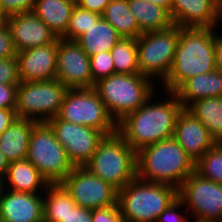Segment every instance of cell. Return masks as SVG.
<instances>
[{
  "label": "cell",
  "instance_id": "5b68a950",
  "mask_svg": "<svg viewBox=\"0 0 222 222\" xmlns=\"http://www.w3.org/2000/svg\"><path fill=\"white\" fill-rule=\"evenodd\" d=\"M177 198L175 187L136 177L118 190L117 203L124 222H157L159 215Z\"/></svg>",
  "mask_w": 222,
  "mask_h": 222
},
{
  "label": "cell",
  "instance_id": "277c9868",
  "mask_svg": "<svg viewBox=\"0 0 222 222\" xmlns=\"http://www.w3.org/2000/svg\"><path fill=\"white\" fill-rule=\"evenodd\" d=\"M157 87L159 88L156 82L140 73H114L94 85L116 124L140 108L154 92H157Z\"/></svg>",
  "mask_w": 222,
  "mask_h": 222
},
{
  "label": "cell",
  "instance_id": "d6a6232c",
  "mask_svg": "<svg viewBox=\"0 0 222 222\" xmlns=\"http://www.w3.org/2000/svg\"><path fill=\"white\" fill-rule=\"evenodd\" d=\"M186 210L185 204L177 198L159 215L157 222H190Z\"/></svg>",
  "mask_w": 222,
  "mask_h": 222
},
{
  "label": "cell",
  "instance_id": "e575fe53",
  "mask_svg": "<svg viewBox=\"0 0 222 222\" xmlns=\"http://www.w3.org/2000/svg\"><path fill=\"white\" fill-rule=\"evenodd\" d=\"M36 0H0L2 13L8 17L14 14L31 12Z\"/></svg>",
  "mask_w": 222,
  "mask_h": 222
},
{
  "label": "cell",
  "instance_id": "2e32d148",
  "mask_svg": "<svg viewBox=\"0 0 222 222\" xmlns=\"http://www.w3.org/2000/svg\"><path fill=\"white\" fill-rule=\"evenodd\" d=\"M6 24L17 52L50 44L58 38L32 11L8 16Z\"/></svg>",
  "mask_w": 222,
  "mask_h": 222
},
{
  "label": "cell",
  "instance_id": "8d00e7d4",
  "mask_svg": "<svg viewBox=\"0 0 222 222\" xmlns=\"http://www.w3.org/2000/svg\"><path fill=\"white\" fill-rule=\"evenodd\" d=\"M17 50L14 45L13 38L9 31V27L5 24L0 29V58H12L16 57Z\"/></svg>",
  "mask_w": 222,
  "mask_h": 222
},
{
  "label": "cell",
  "instance_id": "60d3db41",
  "mask_svg": "<svg viewBox=\"0 0 222 222\" xmlns=\"http://www.w3.org/2000/svg\"><path fill=\"white\" fill-rule=\"evenodd\" d=\"M17 118L15 109H0V134L3 133Z\"/></svg>",
  "mask_w": 222,
  "mask_h": 222
},
{
  "label": "cell",
  "instance_id": "7c38bea8",
  "mask_svg": "<svg viewBox=\"0 0 222 222\" xmlns=\"http://www.w3.org/2000/svg\"><path fill=\"white\" fill-rule=\"evenodd\" d=\"M60 184L80 207L98 209L118 204V190L84 166L75 167Z\"/></svg>",
  "mask_w": 222,
  "mask_h": 222
},
{
  "label": "cell",
  "instance_id": "ab89813d",
  "mask_svg": "<svg viewBox=\"0 0 222 222\" xmlns=\"http://www.w3.org/2000/svg\"><path fill=\"white\" fill-rule=\"evenodd\" d=\"M110 1L111 0H76V4L82 9L102 15Z\"/></svg>",
  "mask_w": 222,
  "mask_h": 222
},
{
  "label": "cell",
  "instance_id": "cb8c5ba5",
  "mask_svg": "<svg viewBox=\"0 0 222 222\" xmlns=\"http://www.w3.org/2000/svg\"><path fill=\"white\" fill-rule=\"evenodd\" d=\"M128 6L141 33L164 30L174 25L169 11L160 5L142 0H128Z\"/></svg>",
  "mask_w": 222,
  "mask_h": 222
},
{
  "label": "cell",
  "instance_id": "7a4b0ae2",
  "mask_svg": "<svg viewBox=\"0 0 222 222\" xmlns=\"http://www.w3.org/2000/svg\"><path fill=\"white\" fill-rule=\"evenodd\" d=\"M219 34L217 28L179 27L174 61L159 89L175 92L187 79L214 71Z\"/></svg>",
  "mask_w": 222,
  "mask_h": 222
},
{
  "label": "cell",
  "instance_id": "30bf717a",
  "mask_svg": "<svg viewBox=\"0 0 222 222\" xmlns=\"http://www.w3.org/2000/svg\"><path fill=\"white\" fill-rule=\"evenodd\" d=\"M57 116L73 124L97 129L105 135L117 131L116 122L94 88L68 89Z\"/></svg>",
  "mask_w": 222,
  "mask_h": 222
},
{
  "label": "cell",
  "instance_id": "ba28073f",
  "mask_svg": "<svg viewBox=\"0 0 222 222\" xmlns=\"http://www.w3.org/2000/svg\"><path fill=\"white\" fill-rule=\"evenodd\" d=\"M178 39L177 25L142 33L136 39L139 73L161 85L170 73Z\"/></svg>",
  "mask_w": 222,
  "mask_h": 222
},
{
  "label": "cell",
  "instance_id": "8fae6325",
  "mask_svg": "<svg viewBox=\"0 0 222 222\" xmlns=\"http://www.w3.org/2000/svg\"><path fill=\"white\" fill-rule=\"evenodd\" d=\"M178 198L193 222H222V184L194 171L178 189Z\"/></svg>",
  "mask_w": 222,
  "mask_h": 222
},
{
  "label": "cell",
  "instance_id": "f1b7e54d",
  "mask_svg": "<svg viewBox=\"0 0 222 222\" xmlns=\"http://www.w3.org/2000/svg\"><path fill=\"white\" fill-rule=\"evenodd\" d=\"M115 73H139L136 39L122 38L111 49Z\"/></svg>",
  "mask_w": 222,
  "mask_h": 222
},
{
  "label": "cell",
  "instance_id": "3957f363",
  "mask_svg": "<svg viewBox=\"0 0 222 222\" xmlns=\"http://www.w3.org/2000/svg\"><path fill=\"white\" fill-rule=\"evenodd\" d=\"M195 161L173 138L143 147L136 152L137 178L180 188L195 171Z\"/></svg>",
  "mask_w": 222,
  "mask_h": 222
},
{
  "label": "cell",
  "instance_id": "f546056e",
  "mask_svg": "<svg viewBox=\"0 0 222 222\" xmlns=\"http://www.w3.org/2000/svg\"><path fill=\"white\" fill-rule=\"evenodd\" d=\"M195 171L204 178L222 184V143H216L195 163Z\"/></svg>",
  "mask_w": 222,
  "mask_h": 222
},
{
  "label": "cell",
  "instance_id": "7bdbcfd3",
  "mask_svg": "<svg viewBox=\"0 0 222 222\" xmlns=\"http://www.w3.org/2000/svg\"><path fill=\"white\" fill-rule=\"evenodd\" d=\"M9 161L0 151V175L5 176L8 170Z\"/></svg>",
  "mask_w": 222,
  "mask_h": 222
},
{
  "label": "cell",
  "instance_id": "484cf974",
  "mask_svg": "<svg viewBox=\"0 0 222 222\" xmlns=\"http://www.w3.org/2000/svg\"><path fill=\"white\" fill-rule=\"evenodd\" d=\"M186 110L204 124L216 143H222V97L197 100Z\"/></svg>",
  "mask_w": 222,
  "mask_h": 222
},
{
  "label": "cell",
  "instance_id": "4fadbf2b",
  "mask_svg": "<svg viewBox=\"0 0 222 222\" xmlns=\"http://www.w3.org/2000/svg\"><path fill=\"white\" fill-rule=\"evenodd\" d=\"M57 140L66 149L70 161L75 167L85 166L92 158L105 134L97 129L73 124L58 116L48 121Z\"/></svg>",
  "mask_w": 222,
  "mask_h": 222
},
{
  "label": "cell",
  "instance_id": "9a60e30c",
  "mask_svg": "<svg viewBox=\"0 0 222 222\" xmlns=\"http://www.w3.org/2000/svg\"><path fill=\"white\" fill-rule=\"evenodd\" d=\"M58 38L43 46L17 52L19 77L22 82L56 79Z\"/></svg>",
  "mask_w": 222,
  "mask_h": 222
},
{
  "label": "cell",
  "instance_id": "6da1fadb",
  "mask_svg": "<svg viewBox=\"0 0 222 222\" xmlns=\"http://www.w3.org/2000/svg\"><path fill=\"white\" fill-rule=\"evenodd\" d=\"M158 91H161L157 92L159 95L154 92L140 108L117 123V132L136 152L174 136L175 123L183 106L174 92ZM162 93L166 94L165 98L158 97Z\"/></svg>",
  "mask_w": 222,
  "mask_h": 222
},
{
  "label": "cell",
  "instance_id": "d6986e66",
  "mask_svg": "<svg viewBox=\"0 0 222 222\" xmlns=\"http://www.w3.org/2000/svg\"><path fill=\"white\" fill-rule=\"evenodd\" d=\"M0 221L44 222L43 194L4 189L0 198Z\"/></svg>",
  "mask_w": 222,
  "mask_h": 222
},
{
  "label": "cell",
  "instance_id": "74e56055",
  "mask_svg": "<svg viewBox=\"0 0 222 222\" xmlns=\"http://www.w3.org/2000/svg\"><path fill=\"white\" fill-rule=\"evenodd\" d=\"M18 85L0 83V109H15Z\"/></svg>",
  "mask_w": 222,
  "mask_h": 222
},
{
  "label": "cell",
  "instance_id": "7402d4cb",
  "mask_svg": "<svg viewBox=\"0 0 222 222\" xmlns=\"http://www.w3.org/2000/svg\"><path fill=\"white\" fill-rule=\"evenodd\" d=\"M37 122L28 118L16 120L0 134V151L10 162L24 160L27 157L29 138Z\"/></svg>",
  "mask_w": 222,
  "mask_h": 222
},
{
  "label": "cell",
  "instance_id": "ee69618b",
  "mask_svg": "<svg viewBox=\"0 0 222 222\" xmlns=\"http://www.w3.org/2000/svg\"><path fill=\"white\" fill-rule=\"evenodd\" d=\"M146 2H152L166 8L169 12L171 10L172 0H142Z\"/></svg>",
  "mask_w": 222,
  "mask_h": 222
},
{
  "label": "cell",
  "instance_id": "f6af8a7d",
  "mask_svg": "<svg viewBox=\"0 0 222 222\" xmlns=\"http://www.w3.org/2000/svg\"><path fill=\"white\" fill-rule=\"evenodd\" d=\"M220 25H222V1L219 3V22H218V26H220ZM217 29H218V31H220L219 33L222 36V34H221L222 30H219V29H222V26H221V28L219 27Z\"/></svg>",
  "mask_w": 222,
  "mask_h": 222
},
{
  "label": "cell",
  "instance_id": "ac0fdd59",
  "mask_svg": "<svg viewBox=\"0 0 222 222\" xmlns=\"http://www.w3.org/2000/svg\"><path fill=\"white\" fill-rule=\"evenodd\" d=\"M173 137L195 162L216 144L204 124L184 108L177 117Z\"/></svg>",
  "mask_w": 222,
  "mask_h": 222
},
{
  "label": "cell",
  "instance_id": "4316f807",
  "mask_svg": "<svg viewBox=\"0 0 222 222\" xmlns=\"http://www.w3.org/2000/svg\"><path fill=\"white\" fill-rule=\"evenodd\" d=\"M77 206L61 184H50L43 193L44 222H61Z\"/></svg>",
  "mask_w": 222,
  "mask_h": 222
},
{
  "label": "cell",
  "instance_id": "bcb514c9",
  "mask_svg": "<svg viewBox=\"0 0 222 222\" xmlns=\"http://www.w3.org/2000/svg\"><path fill=\"white\" fill-rule=\"evenodd\" d=\"M5 189V181H4V176L0 175V198L3 194V191Z\"/></svg>",
  "mask_w": 222,
  "mask_h": 222
},
{
  "label": "cell",
  "instance_id": "7dc6e473",
  "mask_svg": "<svg viewBox=\"0 0 222 222\" xmlns=\"http://www.w3.org/2000/svg\"><path fill=\"white\" fill-rule=\"evenodd\" d=\"M7 17L0 12V29L6 24Z\"/></svg>",
  "mask_w": 222,
  "mask_h": 222
},
{
  "label": "cell",
  "instance_id": "d590c367",
  "mask_svg": "<svg viewBox=\"0 0 222 222\" xmlns=\"http://www.w3.org/2000/svg\"><path fill=\"white\" fill-rule=\"evenodd\" d=\"M92 222H124L118 204L92 209Z\"/></svg>",
  "mask_w": 222,
  "mask_h": 222
},
{
  "label": "cell",
  "instance_id": "1f68e13d",
  "mask_svg": "<svg viewBox=\"0 0 222 222\" xmlns=\"http://www.w3.org/2000/svg\"><path fill=\"white\" fill-rule=\"evenodd\" d=\"M91 77L93 83L115 73L111 52H101L90 56Z\"/></svg>",
  "mask_w": 222,
  "mask_h": 222
},
{
  "label": "cell",
  "instance_id": "e0dca14e",
  "mask_svg": "<svg viewBox=\"0 0 222 222\" xmlns=\"http://www.w3.org/2000/svg\"><path fill=\"white\" fill-rule=\"evenodd\" d=\"M170 17L179 27L218 28L217 0H172Z\"/></svg>",
  "mask_w": 222,
  "mask_h": 222
},
{
  "label": "cell",
  "instance_id": "83f0119b",
  "mask_svg": "<svg viewBox=\"0 0 222 222\" xmlns=\"http://www.w3.org/2000/svg\"><path fill=\"white\" fill-rule=\"evenodd\" d=\"M102 18L115 28L121 38L137 39L142 34L129 9L128 0H111L103 12Z\"/></svg>",
  "mask_w": 222,
  "mask_h": 222
},
{
  "label": "cell",
  "instance_id": "8992f818",
  "mask_svg": "<svg viewBox=\"0 0 222 222\" xmlns=\"http://www.w3.org/2000/svg\"><path fill=\"white\" fill-rule=\"evenodd\" d=\"M84 167L120 190L137 177L136 151L116 131L104 136Z\"/></svg>",
  "mask_w": 222,
  "mask_h": 222
},
{
  "label": "cell",
  "instance_id": "f35d334b",
  "mask_svg": "<svg viewBox=\"0 0 222 222\" xmlns=\"http://www.w3.org/2000/svg\"><path fill=\"white\" fill-rule=\"evenodd\" d=\"M61 222H92V209L77 206Z\"/></svg>",
  "mask_w": 222,
  "mask_h": 222
},
{
  "label": "cell",
  "instance_id": "52a82bcc",
  "mask_svg": "<svg viewBox=\"0 0 222 222\" xmlns=\"http://www.w3.org/2000/svg\"><path fill=\"white\" fill-rule=\"evenodd\" d=\"M26 159L34 164L49 184H60L75 168L48 122L34 125Z\"/></svg>",
  "mask_w": 222,
  "mask_h": 222
},
{
  "label": "cell",
  "instance_id": "d4e9b609",
  "mask_svg": "<svg viewBox=\"0 0 222 222\" xmlns=\"http://www.w3.org/2000/svg\"><path fill=\"white\" fill-rule=\"evenodd\" d=\"M120 39L122 38L115 28L101 18L75 41L88 56H92L101 52L111 51Z\"/></svg>",
  "mask_w": 222,
  "mask_h": 222
},
{
  "label": "cell",
  "instance_id": "5bb4252c",
  "mask_svg": "<svg viewBox=\"0 0 222 222\" xmlns=\"http://www.w3.org/2000/svg\"><path fill=\"white\" fill-rule=\"evenodd\" d=\"M56 79L68 89L94 88L90 56L75 40L58 37Z\"/></svg>",
  "mask_w": 222,
  "mask_h": 222
},
{
  "label": "cell",
  "instance_id": "44dd1931",
  "mask_svg": "<svg viewBox=\"0 0 222 222\" xmlns=\"http://www.w3.org/2000/svg\"><path fill=\"white\" fill-rule=\"evenodd\" d=\"M174 93L184 109L200 99L222 97V73L214 70L196 75L187 79Z\"/></svg>",
  "mask_w": 222,
  "mask_h": 222
},
{
  "label": "cell",
  "instance_id": "ffe728a7",
  "mask_svg": "<svg viewBox=\"0 0 222 222\" xmlns=\"http://www.w3.org/2000/svg\"><path fill=\"white\" fill-rule=\"evenodd\" d=\"M10 191L43 194L50 185L32 162L27 159L10 162L4 176Z\"/></svg>",
  "mask_w": 222,
  "mask_h": 222
},
{
  "label": "cell",
  "instance_id": "b9f144b4",
  "mask_svg": "<svg viewBox=\"0 0 222 222\" xmlns=\"http://www.w3.org/2000/svg\"><path fill=\"white\" fill-rule=\"evenodd\" d=\"M215 70L222 73V36L217 39L215 50Z\"/></svg>",
  "mask_w": 222,
  "mask_h": 222
},
{
  "label": "cell",
  "instance_id": "836d02e7",
  "mask_svg": "<svg viewBox=\"0 0 222 222\" xmlns=\"http://www.w3.org/2000/svg\"><path fill=\"white\" fill-rule=\"evenodd\" d=\"M0 83L8 85H18L21 83L16 57L0 58Z\"/></svg>",
  "mask_w": 222,
  "mask_h": 222
},
{
  "label": "cell",
  "instance_id": "9c48e42d",
  "mask_svg": "<svg viewBox=\"0 0 222 222\" xmlns=\"http://www.w3.org/2000/svg\"><path fill=\"white\" fill-rule=\"evenodd\" d=\"M68 88L58 79L18 84L16 114L36 122H48L58 115Z\"/></svg>",
  "mask_w": 222,
  "mask_h": 222
},
{
  "label": "cell",
  "instance_id": "603a6c76",
  "mask_svg": "<svg viewBox=\"0 0 222 222\" xmlns=\"http://www.w3.org/2000/svg\"><path fill=\"white\" fill-rule=\"evenodd\" d=\"M75 5L76 0H36L32 12L60 38L66 32Z\"/></svg>",
  "mask_w": 222,
  "mask_h": 222
},
{
  "label": "cell",
  "instance_id": "4dcf8cb0",
  "mask_svg": "<svg viewBox=\"0 0 222 222\" xmlns=\"http://www.w3.org/2000/svg\"><path fill=\"white\" fill-rule=\"evenodd\" d=\"M101 18L102 15L82 9L76 4L72 10L66 32L60 38L76 40L84 32H86L90 26L96 24Z\"/></svg>",
  "mask_w": 222,
  "mask_h": 222
}]
</instances>
